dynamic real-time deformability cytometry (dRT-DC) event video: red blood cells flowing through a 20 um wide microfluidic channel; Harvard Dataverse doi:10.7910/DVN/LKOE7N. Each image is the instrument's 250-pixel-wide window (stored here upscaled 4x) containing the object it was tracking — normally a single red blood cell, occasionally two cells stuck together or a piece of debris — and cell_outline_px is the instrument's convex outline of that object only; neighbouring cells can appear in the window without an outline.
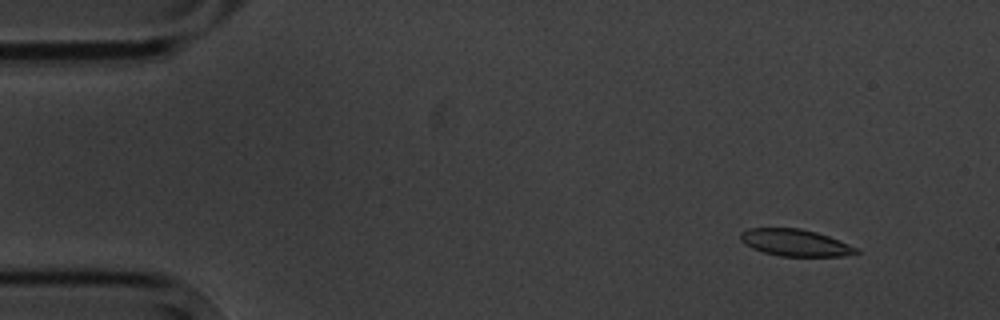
{"species": "common noctule bat (a hibernating species)", "species_latin": "Nyctalus noctula", "temperature_condition": "cold", "stored_images_in_passage": 11, "camera_frame_rate_fps": 3000, "um_per_image_px": 0.085, "animal": {"sex": "male", "body_mass_g": 20.1, "forearm_length_mm": 53.5}, "frame": {"image": 1, "passage_image": 2, "time_ms": 1.333, "image_size_px": [1000, 320], "cell_outline_px": [[860, 252], [840, 256], [780, 256], [764, 252], [752, 248], [744, 244], [740, 240], [740, 232], [748, 228], [800, 228], [816, 232], [828, 236], [860, 248]], "centroid_in_image_um": [67.58, 20.62], "position_along_channel_um": 17.4, "area_um2": 18.15}}
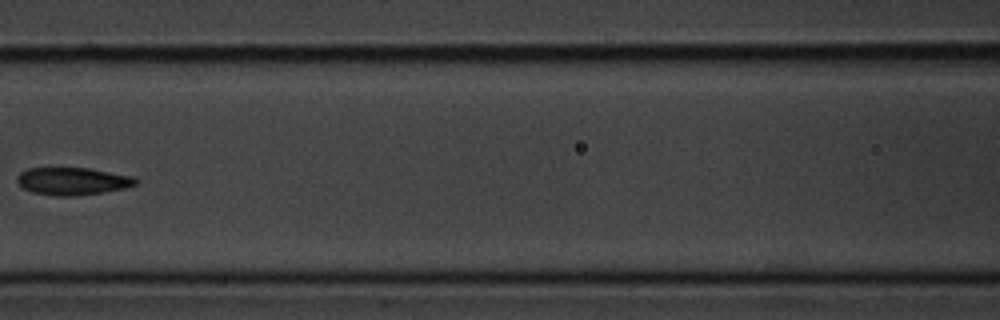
{"frame": {"image": 2, "passage_image": 7, "time_ms": 8.0, "image_size_px": [1000, 320], "cell_outline_px": [[140, 180], [136, 184], [124, 188], [104, 192], [76, 196], [56, 196], [32, 192], [24, 188], [16, 180], [16, 176], [20, 172], [28, 168], [88, 168], [136, 176]], "centroid_in_image_um": [6.2, 15.39], "position_along_channel_um": 160.4, "area_um2": 19.19}}
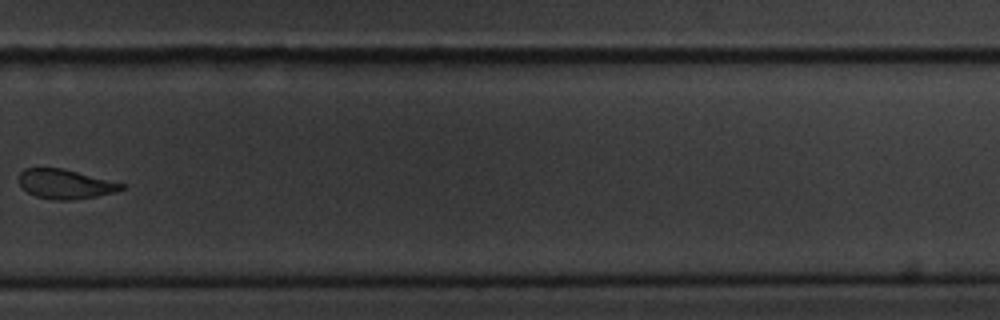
{"frame": {"image": 3, "passage_image": 11, "time_ms": 12.667, "image_size_px": [1000, 320], "cell_outline_px": [[124, 188], [116, 192], [96, 196], [72, 200], [52, 200], [36, 196], [28, 192], [20, 184], [20, 172], [24, 168], [60, 168], [124, 184]], "centroid_in_image_um": [5.53, 15.66], "position_along_channel_um": 324.3, "area_um2": 17.22}}